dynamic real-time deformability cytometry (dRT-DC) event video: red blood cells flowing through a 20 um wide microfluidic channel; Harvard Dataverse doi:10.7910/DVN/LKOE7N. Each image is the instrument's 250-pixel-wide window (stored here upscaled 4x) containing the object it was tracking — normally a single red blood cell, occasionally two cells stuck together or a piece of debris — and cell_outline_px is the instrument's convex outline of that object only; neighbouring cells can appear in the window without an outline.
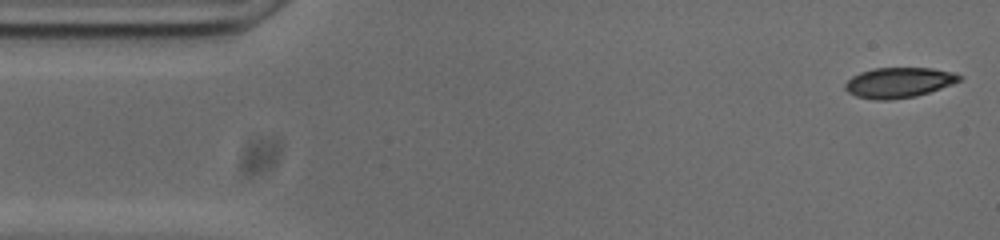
{"species": "common noctule bat (a hibernating species)", "species_latin": "Nyctalus noctula", "temperature_condition": "cold", "stored_images_in_passage": 53, "camera_frame_rate_fps": 3000, "um_per_image_px": 0.085, "animal": {"sex": "male", "body_mass_g": 20.0, "forearm_length_mm": 53.3}, "frame": {"image": 1, "passage_image": 1, "time_ms": 0.0, "image_size_px": [1000, 240], "cell_outline_px": [[964, 76], [960, 80], [952, 84], [916, 96], [888, 100], [876, 100], [856, 96], [848, 92], [844, 88], [844, 84], [852, 76], [860, 72], [876, 68], [932, 68], [956, 72]], "centroid_in_image_um": [76.41, 7.01], "position_along_channel_um": 8.6, "area_um2": 20.17}}
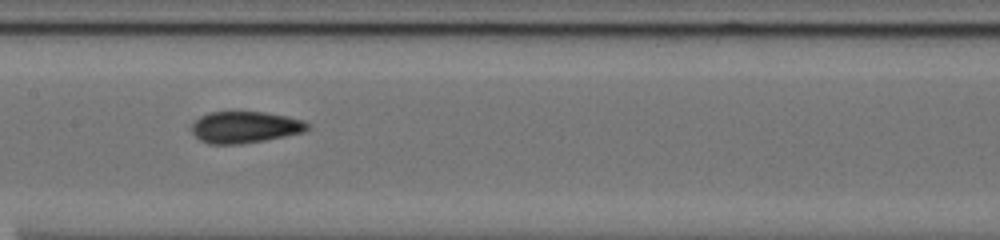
{"frame": {"image": 2, "passage_image": 24, "time_ms": 7.667, "image_size_px": [1000, 240], "cell_outline_px": [[312, 124], [304, 132], [264, 140], [240, 144], [208, 144], [200, 140], [192, 132], [192, 124], [200, 116], [208, 112], [264, 112], [288, 116], [304, 120]], "centroid_in_image_um": [20.84, 10.8], "position_along_channel_um": 186.6, "area_um2": 21.39}}
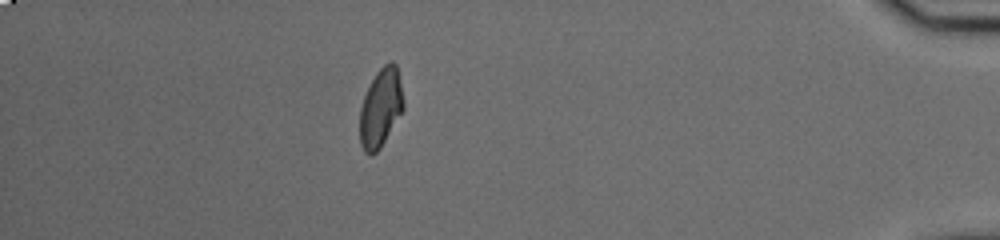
{"frame": {"image": 3, "passage_image": 46, "time_ms": 15.0, "image_size_px": [1000, 240], "cell_outline_px": [[404, 108], [380, 148], [372, 156], [368, 156], [364, 152], [360, 144], [360, 108], [364, 96], [376, 72], [384, 64], [392, 60], [396, 64], [404, 100]], "centroid_in_image_um": [32.35, 9.18], "position_along_channel_um": 402.9, "area_um2": 19.94}, "authors_computed_cell_mechanics": {"area_um2": 20.8658, "velocity_mm_per_s": 3.733, "shape_relaxation_time_tau1_ms": 4.7931, "shape_relaxation_time_tau2_ms": 1.6369, "deformation_change_tau1": 0.1334, "deformation_change_tau2": 0.0656}}